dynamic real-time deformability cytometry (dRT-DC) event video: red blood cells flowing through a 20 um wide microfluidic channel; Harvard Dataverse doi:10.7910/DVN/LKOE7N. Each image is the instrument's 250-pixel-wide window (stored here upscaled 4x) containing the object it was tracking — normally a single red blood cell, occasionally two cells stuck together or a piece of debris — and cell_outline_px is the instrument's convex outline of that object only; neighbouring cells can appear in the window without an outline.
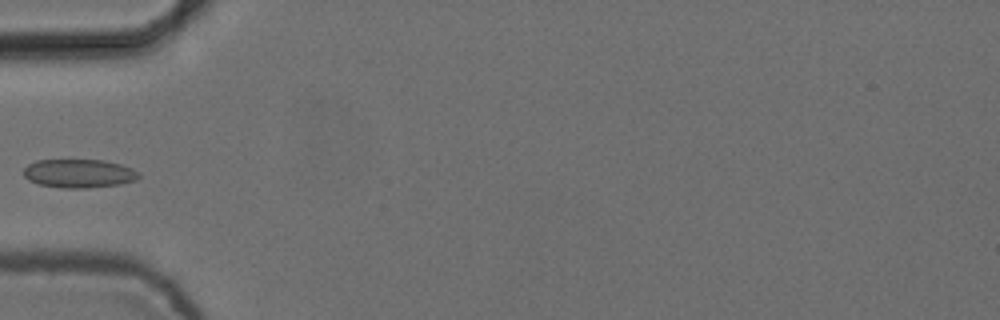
{"species": "common noctule bat (a hibernating species)", "species_latin": "Nyctalus noctula", "temperature_condition": "cold", "stored_images_in_passage": 3, "camera_frame_rate_fps": 3000, "um_per_image_px": 0.085, "animal": {"sex": "female", "body_mass_g": 24.6, "forearm_length_mm": 56.2}, "frame": {"image": 1, "passage_image": 2, "time_ms": 0.333, "image_size_px": [1000, 320], "cell_outline_px": [[140, 176], [136, 180], [120, 184], [88, 188], [60, 188], [40, 184], [28, 180], [24, 176], [24, 168], [28, 164], [36, 160], [104, 160], [120, 164], [132, 168], [140, 172]], "centroid_in_image_um": [6.72, 14.74], "position_along_channel_um": 78.3, "area_um2": 19.31}}
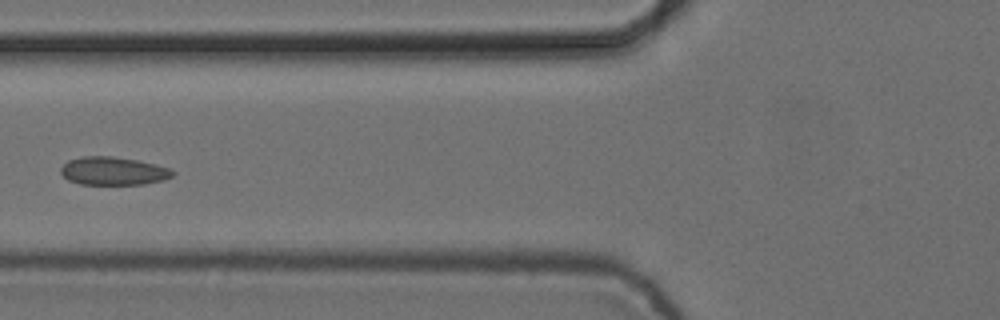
{"frame": {"image": 2, "passage_image": 3, "time_ms": 0.667, "image_size_px": [1000, 320], "cell_outline_px": [[176, 172], [172, 176], [164, 180], [144, 184], [80, 184], [68, 180], [60, 172], [60, 168], [68, 160], [80, 156], [112, 156], [136, 160], [168, 168]], "centroid_in_image_um": [9.59, 14.53], "position_along_channel_um": 116.2, "area_um2": 18.26}}